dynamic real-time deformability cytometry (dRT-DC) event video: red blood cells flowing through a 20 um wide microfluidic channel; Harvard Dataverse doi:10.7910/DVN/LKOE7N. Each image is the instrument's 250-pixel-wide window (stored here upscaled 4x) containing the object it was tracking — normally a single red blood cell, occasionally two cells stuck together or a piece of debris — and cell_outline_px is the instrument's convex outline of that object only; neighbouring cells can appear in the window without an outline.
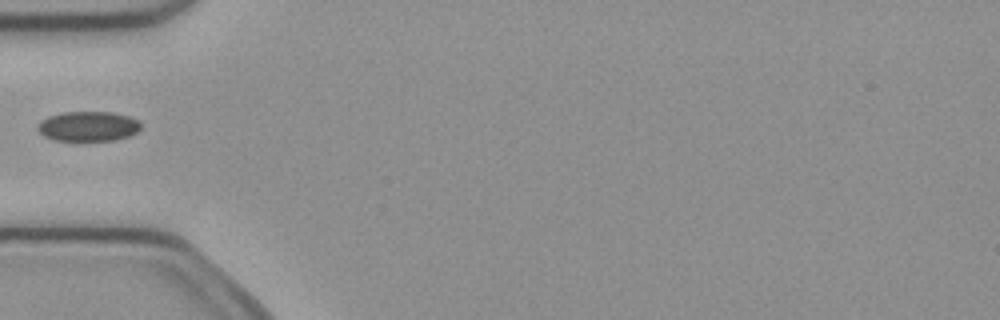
{"species": "common noctule bat (a hibernating species)", "species_latin": "Nyctalus noctula", "temperature_condition": "cold", "stored_images_in_passage": 3, "camera_frame_rate_fps": 3000, "um_per_image_px": 0.085, "animal": {"sex": "female", "body_mass_g": 21.9}, "frame": {"image": 1, "passage_image": 3, "time_ms": 0.667, "image_size_px": [1000, 320], "cell_outline_px": [[140, 128], [136, 132], [128, 136], [116, 140], [52, 140], [44, 136], [36, 128], [36, 124], [40, 120], [48, 116], [64, 112], [112, 112], [128, 116], [140, 120]], "centroid_in_image_um": [7.46, 10.73], "position_along_channel_um": 77.5, "area_um2": 18.03}}